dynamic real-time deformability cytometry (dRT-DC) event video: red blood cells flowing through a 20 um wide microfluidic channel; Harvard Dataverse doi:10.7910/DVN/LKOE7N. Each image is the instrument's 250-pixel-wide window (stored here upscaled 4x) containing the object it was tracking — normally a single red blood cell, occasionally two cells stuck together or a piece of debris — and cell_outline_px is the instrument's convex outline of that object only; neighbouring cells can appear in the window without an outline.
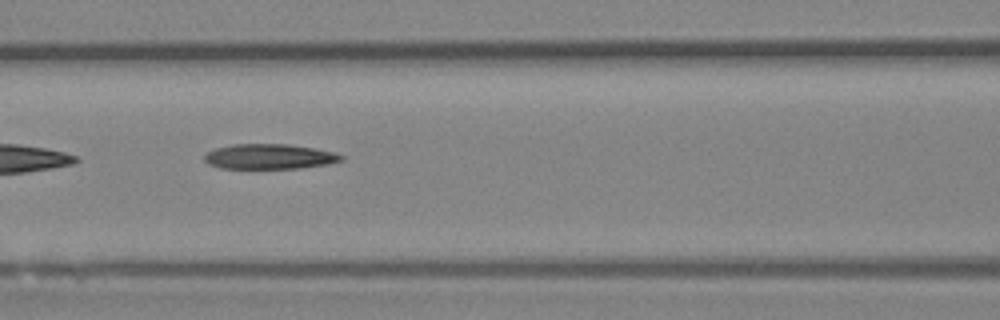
{"species": "Egyptian fruit bat (a non-hibernating species)", "species_latin": "Rousettus aegyptiacus", "temperature_condition": "room temperature", "stored_images_in_passage": 50, "camera_frame_rate_fps": 3000, "um_per_image_px": 0.085, "animal": {"sex": "female"}, "frame": {"image": 1, "passage_image": 21, "time_ms": 6.667, "image_size_px": [1000, 320], "cell_outline_px": [[344, 160], [328, 164], [300, 168], [220, 168], [208, 164], [204, 160], [204, 156], [208, 152], [216, 148], [232, 144], [288, 144], [316, 148], [336, 152], [344, 156]], "centroid_in_image_um": [22.94, 13.3], "position_along_channel_um": 143.7, "area_um2": 20.11}}
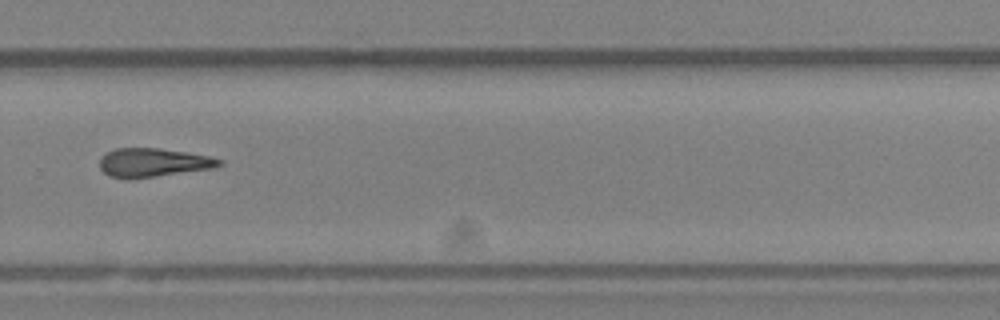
{"frame": {"image": 2, "passage_image": 34, "time_ms": 11.0, "image_size_px": [1000, 320], "cell_outline_px": [[224, 164], [212, 168], [152, 176], [108, 176], [100, 168], [100, 160], [108, 152], [116, 148], [160, 148], [208, 156], [224, 160]], "centroid_in_image_um": [13.06, 13.78], "position_along_channel_um": 316.7, "area_um2": 19.13}}
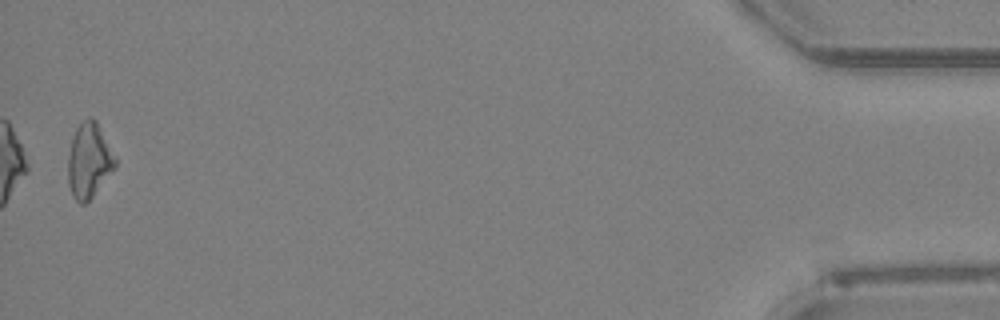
{"frame": {"image": 3, "passage_image": 49, "time_ms": 16.0, "image_size_px": [1000, 320], "cell_outline_px": [[116, 168], [92, 196], [84, 204], [80, 204], [76, 200], [68, 184], [68, 156], [72, 140], [76, 128], [88, 116], [92, 116], [96, 120], [116, 160]], "centroid_in_image_um": [7.56, 13.64], "position_along_channel_um": 427.6, "area_um2": 20.23}, "authors_computed_cell_mechanics": {"area_um2": 20.6346, "velocity_mm_per_s": 4.0174, "shape_relaxation_time_tau1_ms": null, "shape_relaxation_time_tau2_ms": 10.1783, "deformation_change_tau1": null, "deformation_change_tau2": 0.2717}}